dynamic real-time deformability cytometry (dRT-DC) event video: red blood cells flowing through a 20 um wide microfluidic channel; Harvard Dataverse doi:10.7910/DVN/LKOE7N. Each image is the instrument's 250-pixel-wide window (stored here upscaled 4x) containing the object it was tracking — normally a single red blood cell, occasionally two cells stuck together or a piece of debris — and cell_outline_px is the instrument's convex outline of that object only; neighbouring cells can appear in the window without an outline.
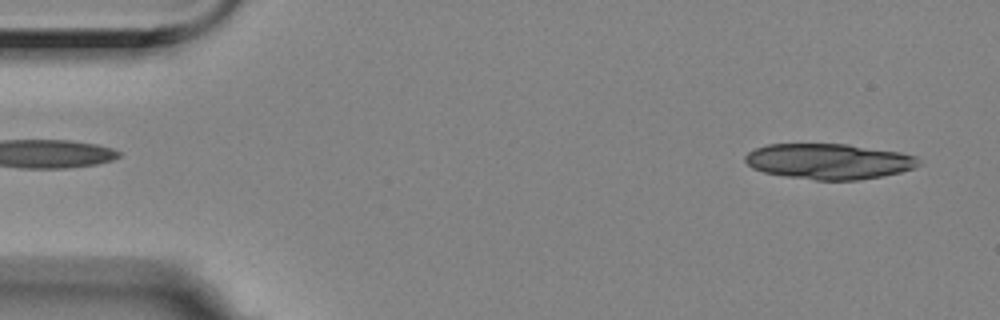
{"species": "Egyptian fruit bat (a non-hibernating species)", "species_latin": "Rousettus aegyptiacus", "temperature_condition": "room temperature", "stored_images_in_passage": 56, "segment_of_instrument_passage": [1, 2], "camera_frame_rate_fps": 3000, "um_per_image_px": 0.085, "animal": {"sex": "female"}, "frame": {"image": 1, "passage_image": 3, "time_ms": 0.667, "image_size_px": [1000, 320], "cell_outline_px": [[920, 164], [912, 168], [900, 172], [880, 176], [856, 180], [816, 180], [788, 176], [764, 172], [752, 168], [744, 160], [744, 156], [748, 152], [756, 148], [768, 144], [848, 144], [900, 152], [916, 156], [920, 160]], "centroid_in_image_um": [70.44, 13.71], "position_along_channel_um": 14.6, "area_um2": 35.78}}